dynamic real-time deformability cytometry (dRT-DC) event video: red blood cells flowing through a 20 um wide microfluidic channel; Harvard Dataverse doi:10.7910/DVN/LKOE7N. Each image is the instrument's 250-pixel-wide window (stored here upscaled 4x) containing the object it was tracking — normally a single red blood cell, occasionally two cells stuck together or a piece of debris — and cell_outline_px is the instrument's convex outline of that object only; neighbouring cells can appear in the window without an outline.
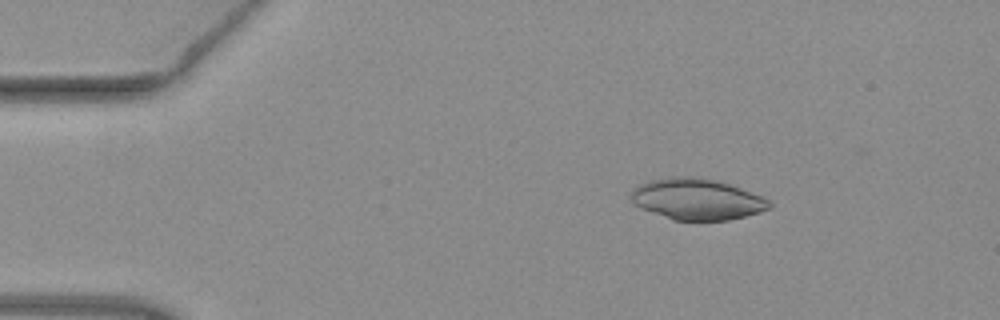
{"species": "common noctule bat (a hibernating species)", "species_latin": "Nyctalus noctula", "temperature_condition": "warm", "stored_images_in_passage": 14, "camera_frame_rate_fps": 3000, "um_per_image_px": 0.085, "animal": {"sex": "female", "body_mass_g": 19.3, "forearm_length_mm": 54.1}, "frame": {"image": 1, "passage_image": 8, "time_ms": 2.333, "image_size_px": [1000, 320], "cell_outline_px": [[772, 204], [768, 208], [744, 216], [728, 220], [672, 220], [644, 208], [636, 204], [628, 196], [632, 188], [640, 184], [652, 180], [672, 176], [684, 176], [716, 180], [764, 196]], "centroid_in_image_um": [59.22, 16.92], "position_along_channel_um": 25.8, "area_um2": 32.71}}